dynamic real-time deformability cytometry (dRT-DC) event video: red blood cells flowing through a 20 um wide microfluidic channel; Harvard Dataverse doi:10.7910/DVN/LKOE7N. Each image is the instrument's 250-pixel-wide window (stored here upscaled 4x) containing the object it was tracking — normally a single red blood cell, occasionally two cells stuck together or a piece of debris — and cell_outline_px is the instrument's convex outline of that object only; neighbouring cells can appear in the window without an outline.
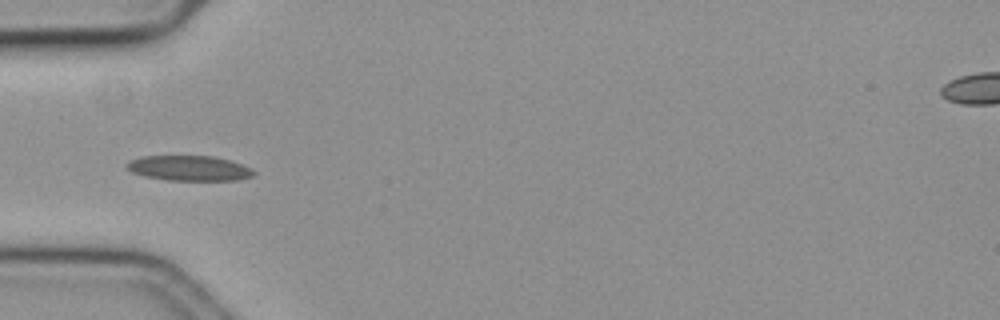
{"species": "common noctule bat (a hibernating species)", "species_latin": "Nyctalus noctula", "temperature_condition": "cold", "stored_images_in_passage": 40, "camera_frame_rate_fps": 3000, "um_per_image_px": 0.085, "animal": {"sex": "female", "body_mass_g": 19.3, "forearm_length_mm": 54.1}, "frame": {"image": 1, "passage_image": 1, "time_ms": 0.0, "image_size_px": [1000, 320], "cell_outline_px": [[256, 172], [252, 176], [240, 180], [168, 180], [144, 176], [132, 172], [124, 168], [124, 164], [132, 160], [144, 156], [212, 156], [228, 160], [252, 168]], "centroid_in_image_um": [16.06, 14.3], "position_along_channel_um": 68.9, "area_um2": 18.55}}
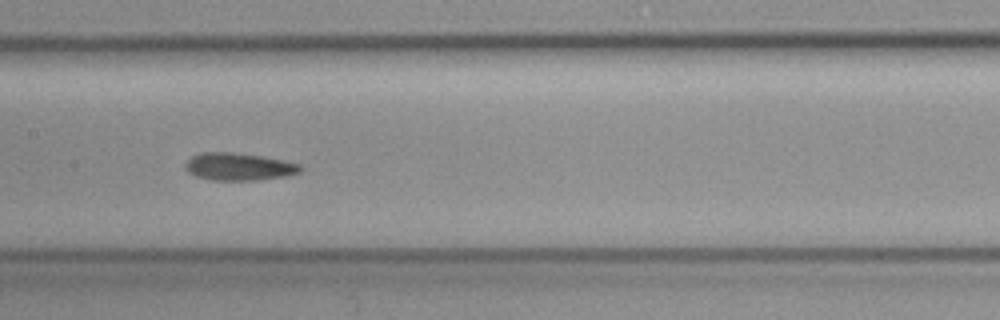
{"frame": {"image": 2, "passage_image": 11, "time_ms": 3.333, "image_size_px": [1000, 320], "cell_outline_px": [[304, 168], [300, 172], [288, 176], [256, 180], [212, 180], [196, 176], [188, 172], [184, 168], [184, 164], [192, 156], [200, 152], [232, 152], [260, 156], [284, 160], [300, 164]], "centroid_in_image_um": [20.31, 14.17], "position_along_channel_um": 187.1, "area_um2": 18.55}}
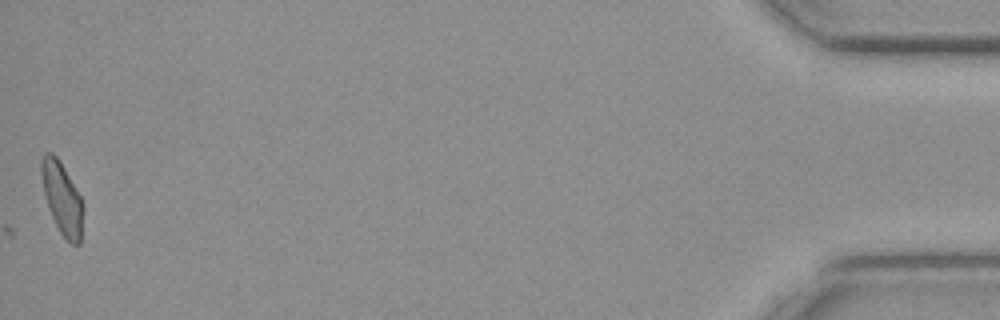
{"frame": {"image": 3, "passage_image": 40, "time_ms": 13.0, "image_size_px": [1000, 320], "cell_outline_px": [[84, 208], [80, 244], [72, 244], [60, 232], [48, 208], [44, 192], [40, 172], [40, 160], [44, 152], [52, 152], [56, 156], [64, 168], [80, 196], [84, 204]], "centroid_in_image_um": [5.27, 16.83], "position_along_channel_um": 429.9, "area_um2": 17.46}, "authors_computed_cell_mechanics": {"area_um2": 17.6579, "velocity_mm_per_s": 3.5504, "shape_relaxation_time_tau1_ms": null, "shape_relaxation_time_tau2_ms": 1.7356, "deformation_change_tau1": null, "deformation_change_tau2": 0.0693}}